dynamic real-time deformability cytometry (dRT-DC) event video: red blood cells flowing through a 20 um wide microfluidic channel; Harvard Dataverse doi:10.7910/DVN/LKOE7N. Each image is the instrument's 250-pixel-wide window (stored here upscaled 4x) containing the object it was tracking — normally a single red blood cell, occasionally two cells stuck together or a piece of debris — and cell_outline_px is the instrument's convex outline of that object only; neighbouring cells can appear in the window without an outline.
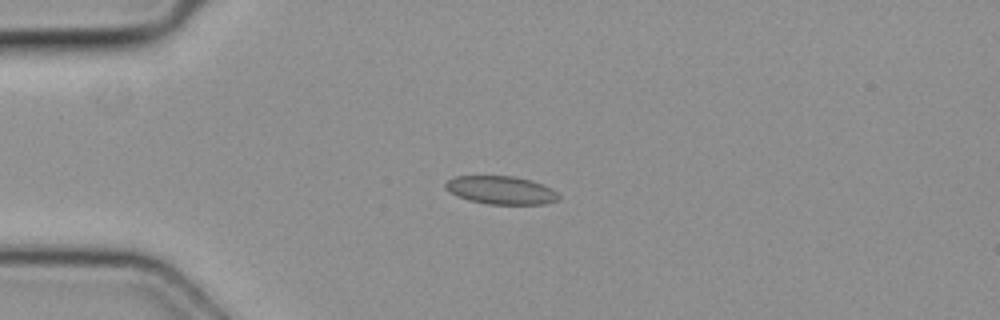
{"species": "common noctule bat (a hibernating species)", "species_latin": "Nyctalus noctula", "temperature_condition": "cold", "stored_images_in_passage": 5, "camera_frame_rate_fps": 3000, "um_per_image_px": 0.085, "animal": {"sex": "female", "body_mass_g": 19.3, "forearm_length_mm": 54.1}, "frame": {"image": 1, "passage_image": 3, "time_ms": 0.667, "image_size_px": [1000, 320], "cell_outline_px": [[560, 200], [544, 204], [488, 204], [468, 200], [456, 196], [444, 188], [444, 184], [448, 180], [456, 176], [512, 176], [532, 180], [544, 184], [552, 188], [560, 196]], "centroid_in_image_um": [42.6, 16.16], "position_along_channel_um": 42.4, "area_um2": 18.79}}
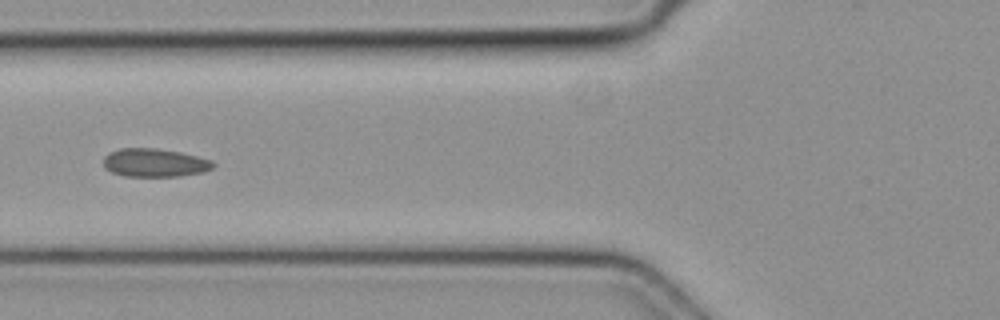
{"frame": {"image": 2, "passage_image": 5, "time_ms": 1.333, "image_size_px": [1000, 320], "cell_outline_px": [[216, 164], [212, 168], [204, 172], [180, 176], [124, 176], [112, 172], [104, 168], [104, 156], [108, 152], [120, 148], [156, 148], [180, 152], [212, 160]], "centroid_in_image_um": [13.14, 13.83], "position_along_channel_um": 112.7, "area_um2": 18.21}}